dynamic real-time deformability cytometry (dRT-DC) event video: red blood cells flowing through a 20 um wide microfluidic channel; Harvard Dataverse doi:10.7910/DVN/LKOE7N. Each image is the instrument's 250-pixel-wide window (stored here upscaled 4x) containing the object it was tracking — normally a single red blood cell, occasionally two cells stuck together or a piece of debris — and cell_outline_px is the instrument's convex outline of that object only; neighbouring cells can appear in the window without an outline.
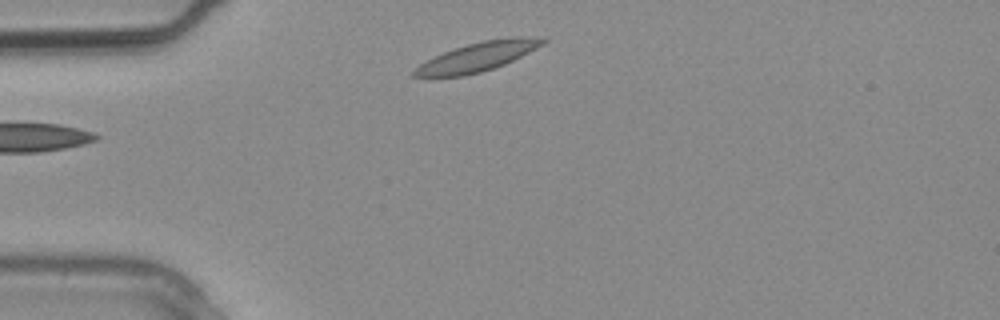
{"species": "common noctule bat (a hibernating species)", "species_latin": "Nyctalus noctula", "temperature_condition": "warm", "stored_images_in_passage": 21, "camera_frame_rate_fps": 3000, "um_per_image_px": 0.085, "animal": {"sex": "male", "body_mass_g": 20.4}, "frame": {"image": 1, "passage_image": 1, "time_ms": 0.0, "image_size_px": [1000, 320], "cell_outline_px": [[548, 40], [544, 44], [504, 64], [480, 72], [464, 76], [412, 76], [412, 72], [420, 64], [432, 56], [452, 48], [484, 40], [516, 36], [532, 36]], "centroid_in_image_um": [40.58, 4.81], "position_along_channel_um": 44.4, "area_um2": 21.56}}
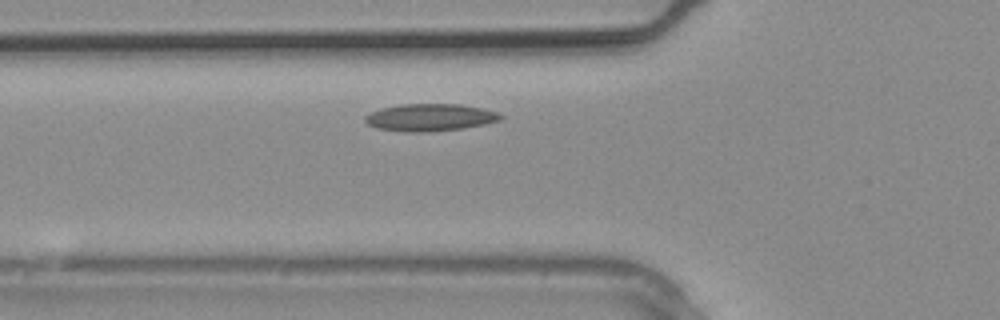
{"frame": {"image": 2, "passage_image": 4, "time_ms": 1.0, "image_size_px": [1000, 320], "cell_outline_px": [[504, 116], [500, 120], [484, 124], [464, 128], [428, 132], [404, 132], [376, 128], [368, 124], [364, 120], [364, 116], [380, 108], [400, 104], [460, 104], [484, 108], [496, 112]], "centroid_in_image_um": [36.54, 9.98], "position_along_channel_um": 89.3, "area_um2": 21.68}}